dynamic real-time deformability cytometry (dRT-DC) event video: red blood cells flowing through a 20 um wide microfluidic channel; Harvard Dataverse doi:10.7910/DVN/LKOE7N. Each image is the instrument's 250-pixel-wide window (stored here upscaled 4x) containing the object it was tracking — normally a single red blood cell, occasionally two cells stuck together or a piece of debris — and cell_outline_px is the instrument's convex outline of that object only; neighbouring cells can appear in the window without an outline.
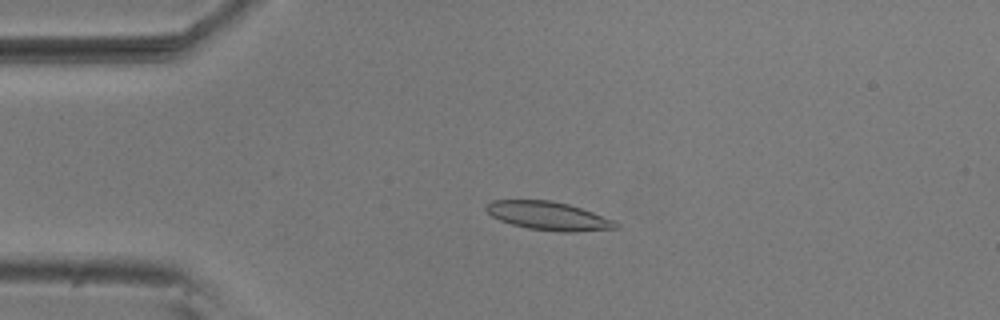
{"species": "common noctule bat (a hibernating species)", "species_latin": "Nyctalus noctula", "temperature_condition": "room temperature", "stored_images_in_passage": 54, "camera_frame_rate_fps": 3000, "um_per_image_px": 0.085, "animal": {"sex": "male", "body_mass_g": 20.5, "forearm_length_mm": 52.5}, "frame": {"image": 1, "passage_image": 12, "time_ms": 3.667, "image_size_px": [1000, 320], "cell_outline_px": [[620, 228], [576, 232], [560, 232], [528, 228], [512, 224], [500, 220], [492, 216], [484, 208], [492, 200], [552, 200], [568, 204], [592, 212], [612, 220], [620, 224]], "centroid_in_image_um": [46.63, 18.35], "position_along_channel_um": 38.4, "area_um2": 21.39}}
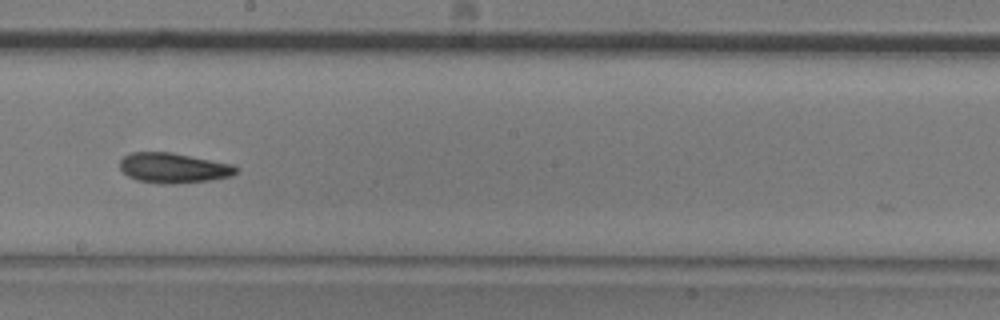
{"frame": {"image": 2, "passage_image": 30, "time_ms": 9.667, "image_size_px": [1000, 320], "cell_outline_px": [[240, 168], [232, 176], [212, 180], [176, 184], [160, 184], [136, 180], [128, 176], [120, 168], [120, 160], [124, 156], [132, 152], [172, 152], [232, 164]], "centroid_in_image_um": [14.76, 14.28], "position_along_channel_um": 233.4, "area_um2": 20.58}}
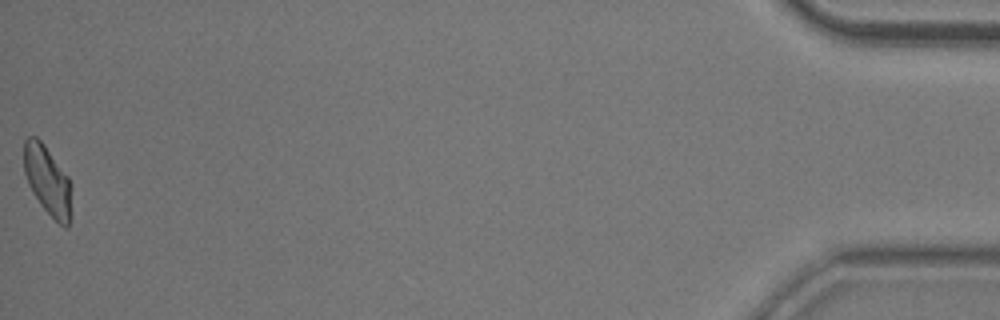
{"frame": {"image": 3, "passage_image": 54, "time_ms": 17.667, "image_size_px": [1000, 320], "cell_outline_px": [[72, 216], [68, 228], [64, 228], [40, 204], [32, 192], [28, 184], [24, 172], [24, 140], [28, 136], [36, 136], [44, 144], [68, 176]], "centroid_in_image_um": [4.04, 15.35], "position_along_channel_um": 431.2, "area_um2": 19.13}, "authors_computed_cell_mechanics": {"area_um2": 20.4034, "velocity_mm_per_s": 3.7114, "shape_relaxation_time_tau1_ms": 6.8646, "shape_relaxation_time_tau2_ms": 4.7631, "deformation_change_tau1": 0.1663, "deformation_change_tau2": 0.1176}}